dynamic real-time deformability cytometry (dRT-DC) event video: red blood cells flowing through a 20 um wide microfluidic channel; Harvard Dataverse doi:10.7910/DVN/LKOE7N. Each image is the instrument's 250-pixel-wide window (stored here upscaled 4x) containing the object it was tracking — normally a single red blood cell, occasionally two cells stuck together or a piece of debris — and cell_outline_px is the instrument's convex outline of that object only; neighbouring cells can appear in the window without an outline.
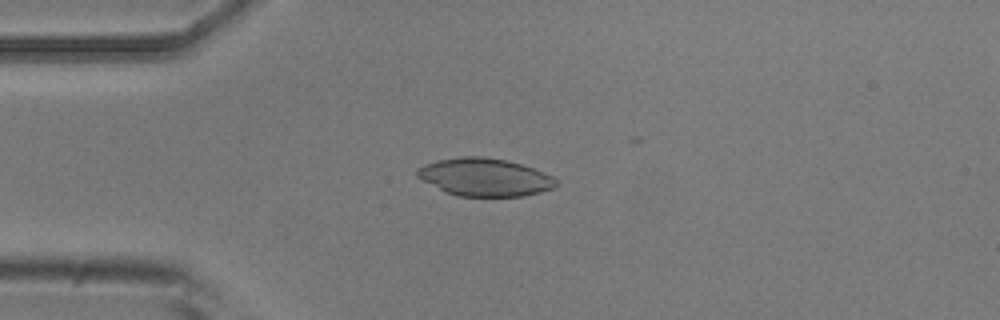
{"species": "common noctule bat (a hibernating species)", "species_latin": "Nyctalus noctula", "temperature_condition": "room temperature", "stored_images_in_passage": 4, "camera_frame_rate_fps": 3000, "um_per_image_px": 0.085, "animal": {"sex": "male", "body_mass_g": 20.5, "forearm_length_mm": 52.5}, "frame": {"image": 1, "passage_image": 3, "time_ms": 2.333, "image_size_px": [1000, 320], "cell_outline_px": [[556, 184], [552, 188], [540, 192], [524, 196], [456, 196], [444, 192], [416, 176], [416, 172], [424, 164], [436, 160], [460, 156], [480, 156], [508, 160], [532, 168], [552, 176], [556, 180]], "centroid_in_image_um": [41.17, 15.06], "position_along_channel_um": 43.8, "area_um2": 30.52}}